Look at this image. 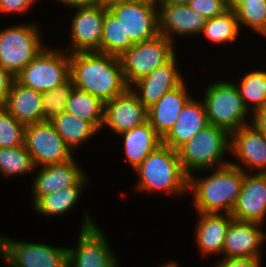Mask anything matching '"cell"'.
Here are the masks:
<instances>
[{"label": "cell", "instance_id": "37", "mask_svg": "<svg viewBox=\"0 0 266 267\" xmlns=\"http://www.w3.org/2000/svg\"><path fill=\"white\" fill-rule=\"evenodd\" d=\"M39 0H0V14H24L33 8Z\"/></svg>", "mask_w": 266, "mask_h": 267}, {"label": "cell", "instance_id": "26", "mask_svg": "<svg viewBox=\"0 0 266 267\" xmlns=\"http://www.w3.org/2000/svg\"><path fill=\"white\" fill-rule=\"evenodd\" d=\"M88 175L75 186L59 189L53 193L42 196L32 207L40 216L49 218L53 216H64L77 206L82 197V192L87 183H89Z\"/></svg>", "mask_w": 266, "mask_h": 267}, {"label": "cell", "instance_id": "44", "mask_svg": "<svg viewBox=\"0 0 266 267\" xmlns=\"http://www.w3.org/2000/svg\"><path fill=\"white\" fill-rule=\"evenodd\" d=\"M121 1H124V0H97V4L101 6L109 7L110 5L117 3V2H121Z\"/></svg>", "mask_w": 266, "mask_h": 267}, {"label": "cell", "instance_id": "24", "mask_svg": "<svg viewBox=\"0 0 266 267\" xmlns=\"http://www.w3.org/2000/svg\"><path fill=\"white\" fill-rule=\"evenodd\" d=\"M43 93L12 81L4 108L24 126L43 122Z\"/></svg>", "mask_w": 266, "mask_h": 267}, {"label": "cell", "instance_id": "11", "mask_svg": "<svg viewBox=\"0 0 266 267\" xmlns=\"http://www.w3.org/2000/svg\"><path fill=\"white\" fill-rule=\"evenodd\" d=\"M24 147L35 167L62 163L75 157L50 121L26 125Z\"/></svg>", "mask_w": 266, "mask_h": 267}, {"label": "cell", "instance_id": "30", "mask_svg": "<svg viewBox=\"0 0 266 267\" xmlns=\"http://www.w3.org/2000/svg\"><path fill=\"white\" fill-rule=\"evenodd\" d=\"M240 31L236 12L228 9L223 14L208 19L201 34L209 39V43L223 46L237 41Z\"/></svg>", "mask_w": 266, "mask_h": 267}, {"label": "cell", "instance_id": "28", "mask_svg": "<svg viewBox=\"0 0 266 267\" xmlns=\"http://www.w3.org/2000/svg\"><path fill=\"white\" fill-rule=\"evenodd\" d=\"M65 111L92 123L100 132L104 121V103L97 97L75 88Z\"/></svg>", "mask_w": 266, "mask_h": 267}, {"label": "cell", "instance_id": "20", "mask_svg": "<svg viewBox=\"0 0 266 267\" xmlns=\"http://www.w3.org/2000/svg\"><path fill=\"white\" fill-rule=\"evenodd\" d=\"M157 7L159 34L173 43H175V34L181 37L199 36L208 21L202 14L191 9L188 4Z\"/></svg>", "mask_w": 266, "mask_h": 267}, {"label": "cell", "instance_id": "6", "mask_svg": "<svg viewBox=\"0 0 266 267\" xmlns=\"http://www.w3.org/2000/svg\"><path fill=\"white\" fill-rule=\"evenodd\" d=\"M38 23H17L0 30V66L16 76L46 45Z\"/></svg>", "mask_w": 266, "mask_h": 267}, {"label": "cell", "instance_id": "43", "mask_svg": "<svg viewBox=\"0 0 266 267\" xmlns=\"http://www.w3.org/2000/svg\"><path fill=\"white\" fill-rule=\"evenodd\" d=\"M247 1L253 0H229L228 8L235 11L241 4L247 3Z\"/></svg>", "mask_w": 266, "mask_h": 267}, {"label": "cell", "instance_id": "22", "mask_svg": "<svg viewBox=\"0 0 266 267\" xmlns=\"http://www.w3.org/2000/svg\"><path fill=\"white\" fill-rule=\"evenodd\" d=\"M185 82L187 81L165 93L147 110V120L162 139L172 129L181 110L192 98Z\"/></svg>", "mask_w": 266, "mask_h": 267}, {"label": "cell", "instance_id": "39", "mask_svg": "<svg viewBox=\"0 0 266 267\" xmlns=\"http://www.w3.org/2000/svg\"><path fill=\"white\" fill-rule=\"evenodd\" d=\"M14 76L0 66V107H4Z\"/></svg>", "mask_w": 266, "mask_h": 267}, {"label": "cell", "instance_id": "25", "mask_svg": "<svg viewBox=\"0 0 266 267\" xmlns=\"http://www.w3.org/2000/svg\"><path fill=\"white\" fill-rule=\"evenodd\" d=\"M119 136L123 138L124 156L132 166L131 169H136L150 153L162 145V138L148 120Z\"/></svg>", "mask_w": 266, "mask_h": 267}, {"label": "cell", "instance_id": "10", "mask_svg": "<svg viewBox=\"0 0 266 267\" xmlns=\"http://www.w3.org/2000/svg\"><path fill=\"white\" fill-rule=\"evenodd\" d=\"M0 234V258L8 267H68L67 247L19 241Z\"/></svg>", "mask_w": 266, "mask_h": 267}, {"label": "cell", "instance_id": "7", "mask_svg": "<svg viewBox=\"0 0 266 267\" xmlns=\"http://www.w3.org/2000/svg\"><path fill=\"white\" fill-rule=\"evenodd\" d=\"M76 247H67L68 267H120L104 229L84 211Z\"/></svg>", "mask_w": 266, "mask_h": 267}, {"label": "cell", "instance_id": "18", "mask_svg": "<svg viewBox=\"0 0 266 267\" xmlns=\"http://www.w3.org/2000/svg\"><path fill=\"white\" fill-rule=\"evenodd\" d=\"M230 215L236 220L264 224L266 173L244 172L241 192Z\"/></svg>", "mask_w": 266, "mask_h": 267}, {"label": "cell", "instance_id": "5", "mask_svg": "<svg viewBox=\"0 0 266 267\" xmlns=\"http://www.w3.org/2000/svg\"><path fill=\"white\" fill-rule=\"evenodd\" d=\"M204 91L202 99L208 124L223 128L229 133L251 124V121L246 120L252 116L246 109L234 82L230 80H218L212 84L210 82Z\"/></svg>", "mask_w": 266, "mask_h": 267}, {"label": "cell", "instance_id": "29", "mask_svg": "<svg viewBox=\"0 0 266 267\" xmlns=\"http://www.w3.org/2000/svg\"><path fill=\"white\" fill-rule=\"evenodd\" d=\"M239 94L246 109L253 114L258 109L266 107V71L253 70L247 72L236 83ZM252 107V108H251Z\"/></svg>", "mask_w": 266, "mask_h": 267}, {"label": "cell", "instance_id": "32", "mask_svg": "<svg viewBox=\"0 0 266 267\" xmlns=\"http://www.w3.org/2000/svg\"><path fill=\"white\" fill-rule=\"evenodd\" d=\"M35 164L24 145L15 148H0V174L5 178H13L31 174Z\"/></svg>", "mask_w": 266, "mask_h": 267}, {"label": "cell", "instance_id": "15", "mask_svg": "<svg viewBox=\"0 0 266 267\" xmlns=\"http://www.w3.org/2000/svg\"><path fill=\"white\" fill-rule=\"evenodd\" d=\"M176 54L165 64L158 66L148 75L139 79L130 86L139 101L148 110L165 93L175 89L185 81L177 65Z\"/></svg>", "mask_w": 266, "mask_h": 267}, {"label": "cell", "instance_id": "17", "mask_svg": "<svg viewBox=\"0 0 266 267\" xmlns=\"http://www.w3.org/2000/svg\"><path fill=\"white\" fill-rule=\"evenodd\" d=\"M146 121L147 109L139 101L130 87L114 99L104 103L102 129H111L114 134L119 135Z\"/></svg>", "mask_w": 266, "mask_h": 267}, {"label": "cell", "instance_id": "45", "mask_svg": "<svg viewBox=\"0 0 266 267\" xmlns=\"http://www.w3.org/2000/svg\"><path fill=\"white\" fill-rule=\"evenodd\" d=\"M177 264L179 263H176V261H166V263L164 262L163 265L159 266L158 267H179Z\"/></svg>", "mask_w": 266, "mask_h": 267}, {"label": "cell", "instance_id": "36", "mask_svg": "<svg viewBox=\"0 0 266 267\" xmlns=\"http://www.w3.org/2000/svg\"><path fill=\"white\" fill-rule=\"evenodd\" d=\"M188 5L207 19L221 15L229 9L224 0H190Z\"/></svg>", "mask_w": 266, "mask_h": 267}, {"label": "cell", "instance_id": "16", "mask_svg": "<svg viewBox=\"0 0 266 267\" xmlns=\"http://www.w3.org/2000/svg\"><path fill=\"white\" fill-rule=\"evenodd\" d=\"M261 224L232 219L227 230L222 258L262 259L266 232Z\"/></svg>", "mask_w": 266, "mask_h": 267}, {"label": "cell", "instance_id": "9", "mask_svg": "<svg viewBox=\"0 0 266 267\" xmlns=\"http://www.w3.org/2000/svg\"><path fill=\"white\" fill-rule=\"evenodd\" d=\"M175 48L176 43L161 34L135 43L119 57L127 86L130 87L158 66L167 63L176 54Z\"/></svg>", "mask_w": 266, "mask_h": 267}, {"label": "cell", "instance_id": "40", "mask_svg": "<svg viewBox=\"0 0 266 267\" xmlns=\"http://www.w3.org/2000/svg\"><path fill=\"white\" fill-rule=\"evenodd\" d=\"M251 116V125L266 138V107L258 109Z\"/></svg>", "mask_w": 266, "mask_h": 267}, {"label": "cell", "instance_id": "21", "mask_svg": "<svg viewBox=\"0 0 266 267\" xmlns=\"http://www.w3.org/2000/svg\"><path fill=\"white\" fill-rule=\"evenodd\" d=\"M198 220L194 238L198 251L203 257L221 256L225 236L233 217L224 213H197Z\"/></svg>", "mask_w": 266, "mask_h": 267}, {"label": "cell", "instance_id": "41", "mask_svg": "<svg viewBox=\"0 0 266 267\" xmlns=\"http://www.w3.org/2000/svg\"><path fill=\"white\" fill-rule=\"evenodd\" d=\"M61 2L63 6H66L69 9H76V8H83V7H90L97 5V0H56Z\"/></svg>", "mask_w": 266, "mask_h": 267}, {"label": "cell", "instance_id": "34", "mask_svg": "<svg viewBox=\"0 0 266 267\" xmlns=\"http://www.w3.org/2000/svg\"><path fill=\"white\" fill-rule=\"evenodd\" d=\"M74 89L72 79L69 78L65 83L43 93L42 113L44 121H50L65 111L66 104Z\"/></svg>", "mask_w": 266, "mask_h": 267}, {"label": "cell", "instance_id": "12", "mask_svg": "<svg viewBox=\"0 0 266 267\" xmlns=\"http://www.w3.org/2000/svg\"><path fill=\"white\" fill-rule=\"evenodd\" d=\"M108 10L118 19L126 36L134 43L159 35L158 7L155 4L124 0L110 5Z\"/></svg>", "mask_w": 266, "mask_h": 267}, {"label": "cell", "instance_id": "2", "mask_svg": "<svg viewBox=\"0 0 266 267\" xmlns=\"http://www.w3.org/2000/svg\"><path fill=\"white\" fill-rule=\"evenodd\" d=\"M212 172L206 177L191 174L188 177V192L197 213L231 214L241 192L244 171L231 164L204 172Z\"/></svg>", "mask_w": 266, "mask_h": 267}, {"label": "cell", "instance_id": "19", "mask_svg": "<svg viewBox=\"0 0 266 267\" xmlns=\"http://www.w3.org/2000/svg\"><path fill=\"white\" fill-rule=\"evenodd\" d=\"M76 158L68 161L36 167L32 181V206L44 195L53 193L59 189L77 185L86 175ZM40 168V169H39Z\"/></svg>", "mask_w": 266, "mask_h": 267}, {"label": "cell", "instance_id": "27", "mask_svg": "<svg viewBox=\"0 0 266 267\" xmlns=\"http://www.w3.org/2000/svg\"><path fill=\"white\" fill-rule=\"evenodd\" d=\"M57 133L73 153L87 143L99 130L90 122L64 111L50 120ZM86 141V142H85Z\"/></svg>", "mask_w": 266, "mask_h": 267}, {"label": "cell", "instance_id": "13", "mask_svg": "<svg viewBox=\"0 0 266 267\" xmlns=\"http://www.w3.org/2000/svg\"><path fill=\"white\" fill-rule=\"evenodd\" d=\"M105 17V6L99 4L76 8L71 17L69 45L66 52L69 54L80 52H101V39ZM70 49V50H69Z\"/></svg>", "mask_w": 266, "mask_h": 267}, {"label": "cell", "instance_id": "42", "mask_svg": "<svg viewBox=\"0 0 266 267\" xmlns=\"http://www.w3.org/2000/svg\"><path fill=\"white\" fill-rule=\"evenodd\" d=\"M190 0H159L157 6H168V5H185Z\"/></svg>", "mask_w": 266, "mask_h": 267}, {"label": "cell", "instance_id": "35", "mask_svg": "<svg viewBox=\"0 0 266 267\" xmlns=\"http://www.w3.org/2000/svg\"><path fill=\"white\" fill-rule=\"evenodd\" d=\"M25 126L17 121L4 107H0V148L24 145Z\"/></svg>", "mask_w": 266, "mask_h": 267}, {"label": "cell", "instance_id": "4", "mask_svg": "<svg viewBox=\"0 0 266 267\" xmlns=\"http://www.w3.org/2000/svg\"><path fill=\"white\" fill-rule=\"evenodd\" d=\"M183 171L189 177L195 172L230 164V133L212 124L206 125L189 141L177 149ZM225 156V157H224ZM226 160V161H224Z\"/></svg>", "mask_w": 266, "mask_h": 267}, {"label": "cell", "instance_id": "31", "mask_svg": "<svg viewBox=\"0 0 266 267\" xmlns=\"http://www.w3.org/2000/svg\"><path fill=\"white\" fill-rule=\"evenodd\" d=\"M134 44L130 37L126 36L118 19L105 7L101 52L120 57Z\"/></svg>", "mask_w": 266, "mask_h": 267}, {"label": "cell", "instance_id": "1", "mask_svg": "<svg viewBox=\"0 0 266 267\" xmlns=\"http://www.w3.org/2000/svg\"><path fill=\"white\" fill-rule=\"evenodd\" d=\"M70 78L75 88L99 98L103 103L128 88L119 57L98 51L70 54Z\"/></svg>", "mask_w": 266, "mask_h": 267}, {"label": "cell", "instance_id": "23", "mask_svg": "<svg viewBox=\"0 0 266 267\" xmlns=\"http://www.w3.org/2000/svg\"><path fill=\"white\" fill-rule=\"evenodd\" d=\"M199 100L192 96L185 104L172 129L162 139L163 145L177 150L208 125L205 105Z\"/></svg>", "mask_w": 266, "mask_h": 267}, {"label": "cell", "instance_id": "38", "mask_svg": "<svg viewBox=\"0 0 266 267\" xmlns=\"http://www.w3.org/2000/svg\"><path fill=\"white\" fill-rule=\"evenodd\" d=\"M262 260L255 258H222L221 260L217 259L213 267H262Z\"/></svg>", "mask_w": 266, "mask_h": 267}, {"label": "cell", "instance_id": "46", "mask_svg": "<svg viewBox=\"0 0 266 267\" xmlns=\"http://www.w3.org/2000/svg\"><path fill=\"white\" fill-rule=\"evenodd\" d=\"M139 1H145V2L155 4V5H157L159 3V0H139Z\"/></svg>", "mask_w": 266, "mask_h": 267}, {"label": "cell", "instance_id": "3", "mask_svg": "<svg viewBox=\"0 0 266 267\" xmlns=\"http://www.w3.org/2000/svg\"><path fill=\"white\" fill-rule=\"evenodd\" d=\"M138 181L135 192L171 193L183 196L188 192V176L182 169L177 150L160 145L134 169Z\"/></svg>", "mask_w": 266, "mask_h": 267}, {"label": "cell", "instance_id": "33", "mask_svg": "<svg viewBox=\"0 0 266 267\" xmlns=\"http://www.w3.org/2000/svg\"><path fill=\"white\" fill-rule=\"evenodd\" d=\"M235 12L239 28L243 29L244 26L266 37V0L247 1L241 4Z\"/></svg>", "mask_w": 266, "mask_h": 267}, {"label": "cell", "instance_id": "14", "mask_svg": "<svg viewBox=\"0 0 266 267\" xmlns=\"http://www.w3.org/2000/svg\"><path fill=\"white\" fill-rule=\"evenodd\" d=\"M230 154L244 172L266 173V138L251 124L230 133Z\"/></svg>", "mask_w": 266, "mask_h": 267}, {"label": "cell", "instance_id": "8", "mask_svg": "<svg viewBox=\"0 0 266 267\" xmlns=\"http://www.w3.org/2000/svg\"><path fill=\"white\" fill-rule=\"evenodd\" d=\"M14 78L38 92L50 91L70 78V54L44 46Z\"/></svg>", "mask_w": 266, "mask_h": 267}]
</instances>
